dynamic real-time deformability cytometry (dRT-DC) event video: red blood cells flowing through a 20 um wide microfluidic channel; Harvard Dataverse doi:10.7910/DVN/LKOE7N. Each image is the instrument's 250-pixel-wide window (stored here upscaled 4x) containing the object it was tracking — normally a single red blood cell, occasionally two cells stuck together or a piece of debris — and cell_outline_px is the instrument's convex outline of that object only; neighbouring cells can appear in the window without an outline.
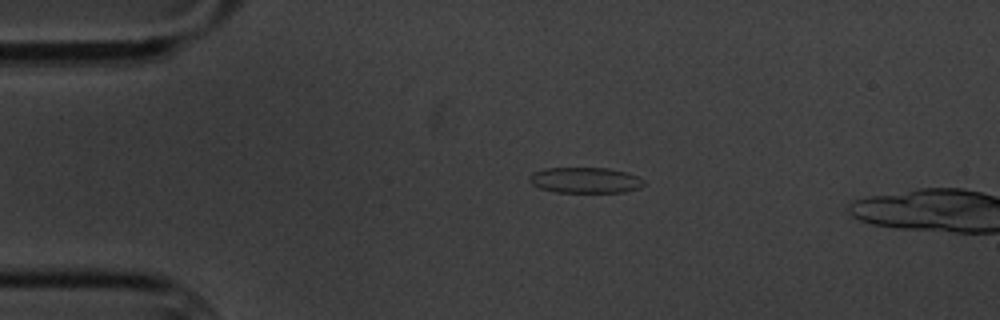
{"species": "common noctule bat (a hibernating species)", "species_latin": "Nyctalus noctula", "temperature_condition": "cold", "stored_images_in_passage": 4, "camera_frame_rate_fps": 3000, "um_per_image_px": 0.085, "animal": {"sex": "male", "body_mass_g": 20.1, "forearm_length_mm": 53.5}, "frame": {"image": 1, "passage_image": 3, "time_ms": 2.333, "image_size_px": [1000, 320], "cell_outline_px": [[644, 184], [640, 188], [624, 192], [556, 192], [540, 188], [532, 184], [528, 180], [528, 176], [532, 172], [544, 168], [608, 168], [640, 176], [644, 180]], "centroid_in_image_um": [49.73, 15.31], "position_along_channel_um": 35.3, "area_um2": 17.28}}